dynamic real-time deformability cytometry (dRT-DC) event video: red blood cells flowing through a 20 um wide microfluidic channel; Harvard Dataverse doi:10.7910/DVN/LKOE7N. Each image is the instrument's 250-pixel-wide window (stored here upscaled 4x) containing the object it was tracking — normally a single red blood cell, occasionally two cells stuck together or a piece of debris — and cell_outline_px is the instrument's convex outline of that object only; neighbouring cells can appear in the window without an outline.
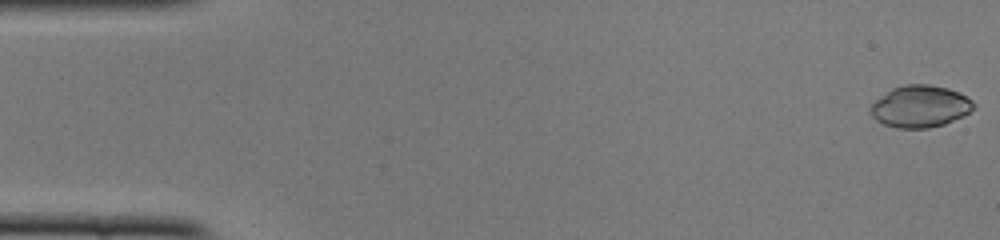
{"species": "common noctule bat (a hibernating species)", "species_latin": "Nyctalus noctula", "temperature_condition": "cold", "stored_images_in_passage": 51, "camera_frame_rate_fps": 3000, "um_per_image_px": 0.085, "animal": {"sex": "female", "body_mass_g": 22.0, "forearm_length_mm": 56.7}, "frame": {"image": 1, "passage_image": 1, "time_ms": 0.0, "image_size_px": [1000, 240], "cell_outline_px": [[976, 108], [964, 116], [944, 124], [928, 128], [896, 128], [884, 124], [876, 120], [872, 116], [872, 104], [876, 100], [892, 88], [904, 84], [928, 84], [948, 88], [960, 92], [972, 100], [976, 104]], "centroid_in_image_um": [78.27, 9.04], "position_along_channel_um": 6.7, "area_um2": 25.26}}
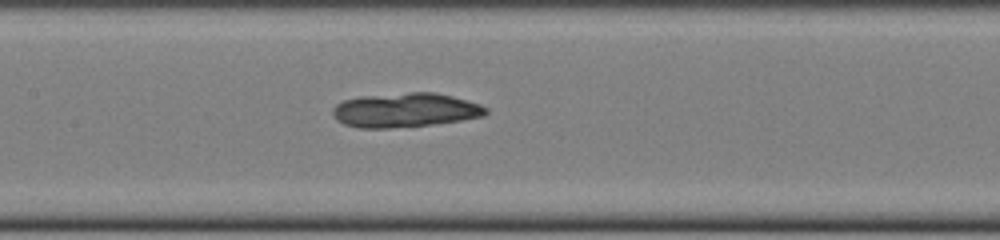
{"frame": {"image": 2, "passage_image": 24, "time_ms": 7.667, "image_size_px": [1000, 240], "cell_outline_px": [[488, 112], [484, 116], [460, 120], [432, 124], [388, 128], [360, 128], [344, 124], [336, 120], [332, 112], [332, 108], [336, 104], [344, 100], [360, 96], [408, 92], [436, 92], [452, 96], [480, 104], [488, 108]], "centroid_in_image_um": [34.43, 9.35], "position_along_channel_um": 173.0, "area_um2": 30.63}}
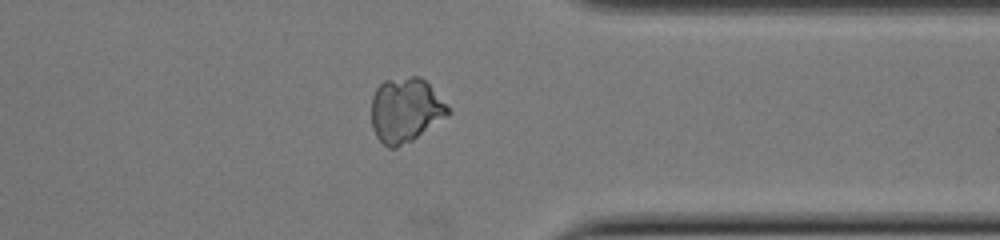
{"frame": {"image": 3, "passage_image": 40, "time_ms": 13.0, "image_size_px": [1000, 240], "cell_outline_px": [[452, 112], [448, 116], [412, 140], [396, 148], [388, 148], [376, 136], [372, 128], [372, 96], [376, 88], [384, 80], [412, 76], [420, 76], [448, 104]], "centroid_in_image_um": [34.48, 9.35], "position_along_channel_um": 376.9, "area_um2": 28.9}, "authors_computed_cell_mechanics": {"area_um2": 29.189, "velocity_mm_per_s": 3.9443, "shape_relaxation_time_tau1_ms": 6.3818, "shape_relaxation_time_tau2_ms": null, "deformation_change_tau1": 0.1748, "deformation_change_tau2": null}}